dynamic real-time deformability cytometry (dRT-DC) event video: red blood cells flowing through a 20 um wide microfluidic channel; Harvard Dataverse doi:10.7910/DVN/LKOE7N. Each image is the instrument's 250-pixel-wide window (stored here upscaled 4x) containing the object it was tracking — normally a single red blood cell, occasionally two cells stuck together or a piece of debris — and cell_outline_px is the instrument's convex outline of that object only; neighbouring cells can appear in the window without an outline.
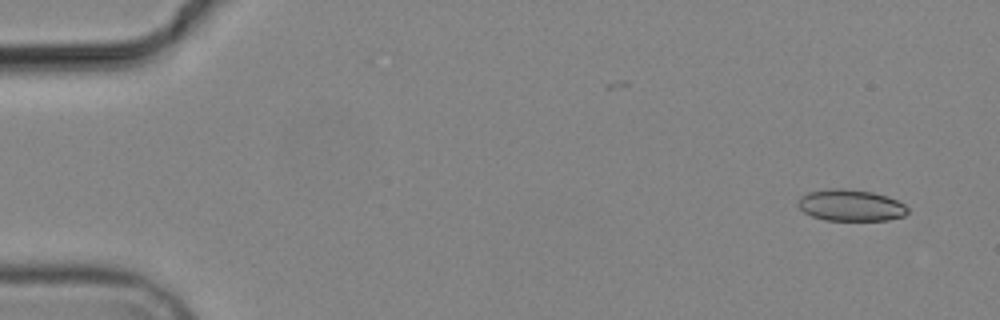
{"species": "common noctule bat (a hibernating species)", "species_latin": "Nyctalus noctula", "temperature_condition": "cold", "stored_images_in_passage": 2, "camera_frame_rate_fps": 3000, "um_per_image_px": 0.085, "animal": {"sex": "male", "body_mass_g": 19.2, "forearm_length_mm": 51.8}, "frame": {"image": 1, "passage_image": 2, "time_ms": 2.0, "image_size_px": [1000, 320], "cell_outline_px": [[908, 212], [904, 216], [888, 220], [824, 220], [812, 216], [804, 212], [796, 204], [800, 196], [808, 192], [828, 188], [840, 188], [872, 192], [888, 196], [904, 204], [908, 208]], "centroid_in_image_um": [72.29, 17.45], "position_along_channel_um": 12.7, "area_um2": 20.23}}